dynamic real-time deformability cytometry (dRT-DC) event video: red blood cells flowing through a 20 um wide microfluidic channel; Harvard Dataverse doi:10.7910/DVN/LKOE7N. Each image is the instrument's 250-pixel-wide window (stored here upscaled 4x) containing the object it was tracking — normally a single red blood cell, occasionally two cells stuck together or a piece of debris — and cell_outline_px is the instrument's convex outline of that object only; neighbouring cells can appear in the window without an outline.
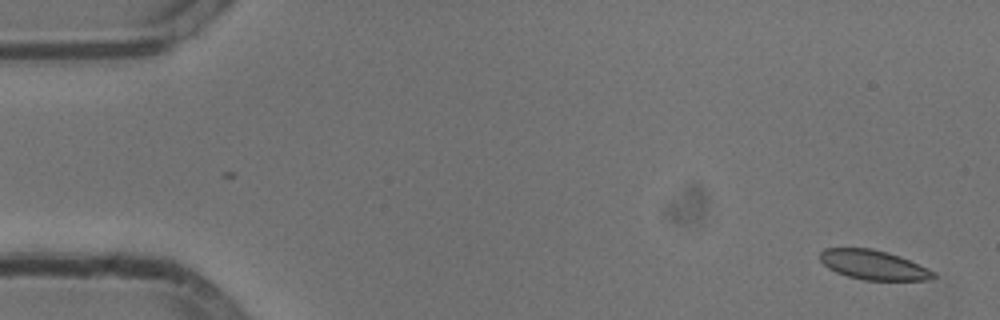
{"species": "common noctule bat (a hibernating species)", "species_latin": "Nyctalus noctula", "temperature_condition": "cold", "stored_images_in_passage": 53, "camera_frame_rate_fps": 3000, "um_per_image_px": 0.085, "animal": {"sex": "male", "body_mass_g": 13.3}, "frame": {"image": 1, "passage_image": 1, "time_ms": 0.0, "image_size_px": [1000, 320], "cell_outline_px": [[936, 276], [924, 280], [864, 280], [848, 276], [836, 272], [828, 268], [820, 260], [820, 252], [824, 248], [872, 248], [888, 252], [900, 256], [928, 268], [936, 272]], "centroid_in_image_um": [74.24, 22.51], "position_along_channel_um": 10.8, "area_um2": 19.48}}
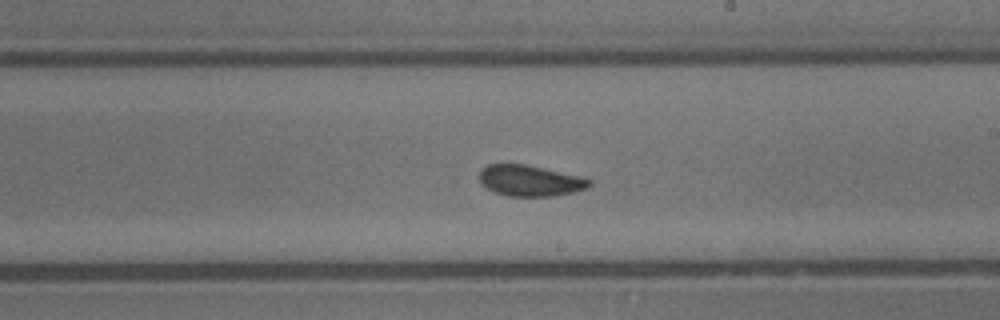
{"frame": {"image": 2, "passage_image": 30, "time_ms": 9.667, "image_size_px": [1000, 320], "cell_outline_px": [[592, 184], [588, 188], [572, 192], [552, 196], [508, 196], [496, 192], [480, 184], [480, 168], [488, 164], [528, 164], [580, 176], [592, 180]], "centroid_in_image_um": [45.06, 15.34], "position_along_channel_um": 243.9, "area_um2": 19.94}}
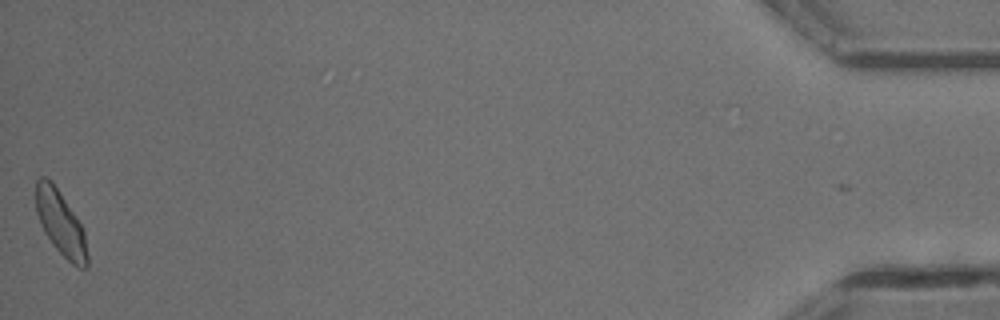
{"frame": {"image": 3, "passage_image": 53, "time_ms": 17.333, "image_size_px": [1000, 320], "cell_outline_px": [[88, 268], [80, 268], [72, 264], [52, 244], [44, 232], [40, 224], [36, 212], [36, 180], [40, 176], [44, 176], [52, 180], [76, 216], [84, 232], [88, 256]], "centroid_in_image_um": [5.14, 18.96], "position_along_channel_um": 430.1, "area_um2": 19.36}, "authors_computed_cell_mechanics": {"area_um2": 19.941, "velocity_mm_per_s": 3.7647, "shape_relaxation_time_tau1_ms": 2.4991, "shape_relaxation_time_tau2_ms": 1.9319, "deformation_change_tau1": 0.0734, "deformation_change_tau2": 0.0574}}